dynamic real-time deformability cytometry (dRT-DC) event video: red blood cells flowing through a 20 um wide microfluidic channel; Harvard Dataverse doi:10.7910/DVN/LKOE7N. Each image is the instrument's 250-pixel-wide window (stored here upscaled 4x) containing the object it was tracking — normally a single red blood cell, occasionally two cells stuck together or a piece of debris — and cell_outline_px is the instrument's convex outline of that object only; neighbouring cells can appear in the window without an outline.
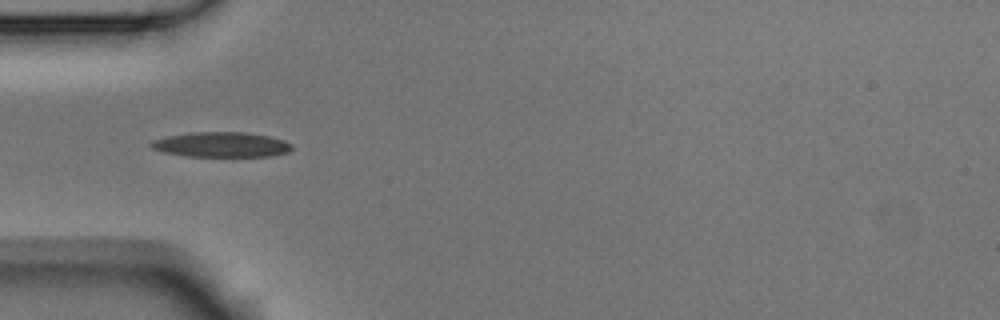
{"species": "Egyptian fruit bat (a non-hibernating species)", "species_latin": "Rousettus aegyptiacus", "temperature_condition": "room temperature", "stored_images_in_passage": 6, "camera_frame_rate_fps": 3000, "um_per_image_px": 0.085, "animal": {"sex": "male"}, "frame": {"image": 1, "passage_image": 5, "time_ms": 1.333, "image_size_px": [1000, 320], "cell_outline_px": [[292, 148], [288, 152], [272, 156], [184, 156], [164, 152], [152, 148], [148, 144], [152, 140], [168, 136], [192, 132], [244, 132], [268, 136], [284, 140], [292, 144]], "centroid_in_image_um": [18.81, 12.29], "position_along_channel_um": 66.2, "area_um2": 20.52}}
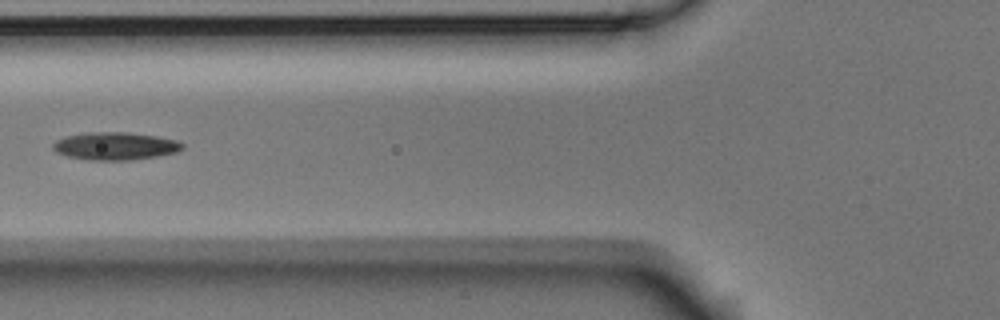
{"frame": {"image": 2, "passage_image": 6, "time_ms": 1.667, "image_size_px": [1000, 320], "cell_outline_px": [[184, 148], [176, 152], [156, 156], [132, 160], [88, 160], [68, 156], [56, 152], [52, 148], [52, 144], [56, 140], [64, 136], [84, 132], [128, 132], [156, 136], [176, 140], [184, 144]], "centroid_in_image_um": [9.76, 12.41], "position_along_channel_um": 116.0, "area_um2": 21.04}}